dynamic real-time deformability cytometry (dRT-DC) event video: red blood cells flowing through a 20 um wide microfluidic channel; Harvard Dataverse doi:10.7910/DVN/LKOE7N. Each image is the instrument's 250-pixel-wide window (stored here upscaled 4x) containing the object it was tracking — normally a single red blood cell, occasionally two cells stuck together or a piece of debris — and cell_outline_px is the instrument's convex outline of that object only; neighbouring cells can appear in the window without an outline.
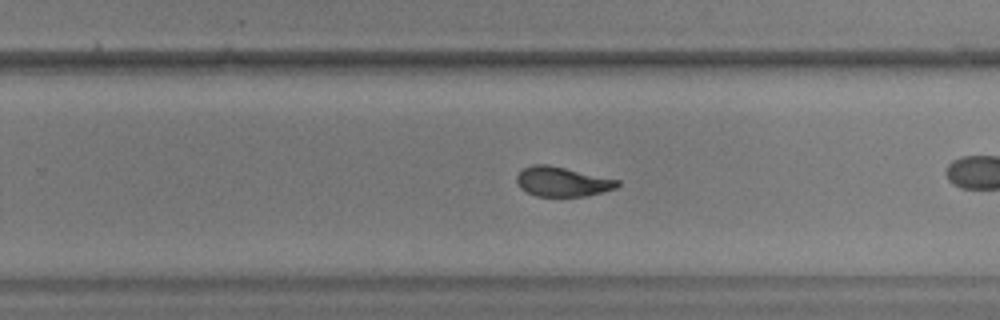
{"species": "common noctule bat (a hibernating species)", "species_latin": "Nyctalus noctula", "temperature_condition": "warm", "stored_images_in_passage": 30, "camera_frame_rate_fps": 3000, "um_per_image_px": 0.085, "animal": {"sex": "male", "body_mass_g": 17.9, "forearm_length_mm": 54.2}, "frame": {"image": 1, "passage_image": 22, "time_ms": 7.0, "image_size_px": [1000, 320], "cell_outline_px": [[620, 184], [616, 188], [584, 196], [536, 196], [520, 188], [516, 180], [516, 176], [524, 168], [532, 164], [548, 164], [620, 180]], "centroid_in_image_um": [47.78, 15.43], "position_along_channel_um": 282.0, "area_um2": 17.28}}